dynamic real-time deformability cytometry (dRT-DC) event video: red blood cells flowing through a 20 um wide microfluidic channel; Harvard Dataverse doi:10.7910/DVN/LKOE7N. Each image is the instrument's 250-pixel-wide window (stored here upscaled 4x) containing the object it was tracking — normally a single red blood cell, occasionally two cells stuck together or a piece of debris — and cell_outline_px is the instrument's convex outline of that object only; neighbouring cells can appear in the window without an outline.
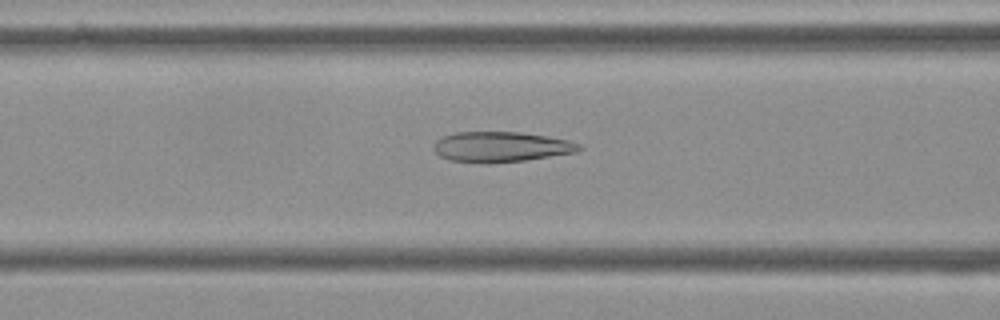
{"species": "Egyptian fruit bat (a non-hibernating species)", "species_latin": "Rousettus aegyptiacus", "temperature_condition": "cold", "stored_images_in_passage": 37, "camera_frame_rate_fps": 3000, "um_per_image_px": 0.085, "frame": {"image": 1, "passage_image": 7, "time_ms": 2.0, "image_size_px": [1000, 320], "cell_outline_px": [[584, 148], [576, 152], [524, 160], [452, 160], [440, 156], [432, 148], [432, 144], [436, 140], [444, 136], [456, 132], [520, 132], [568, 140], [580, 144]], "centroid_in_image_um": [42.6, 12.43], "position_along_channel_um": 124.0, "area_um2": 24.57}}
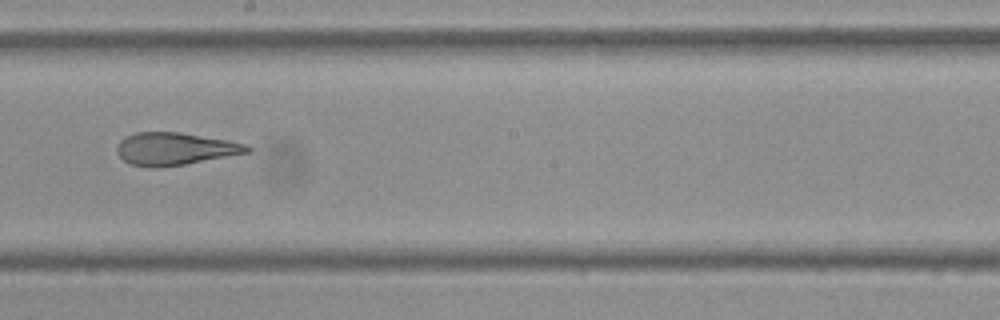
{"frame": {"image": 2, "passage_image": 16, "time_ms": 5.0, "image_size_px": [1000, 320], "cell_outline_px": [[252, 152], [184, 164], [156, 168], [148, 168], [128, 164], [116, 152], [116, 148], [120, 140], [136, 132], [180, 132], [228, 140], [244, 144], [252, 148]], "centroid_in_image_um": [14.85, 12.66], "position_along_channel_um": 233.3, "area_um2": 24.74}}
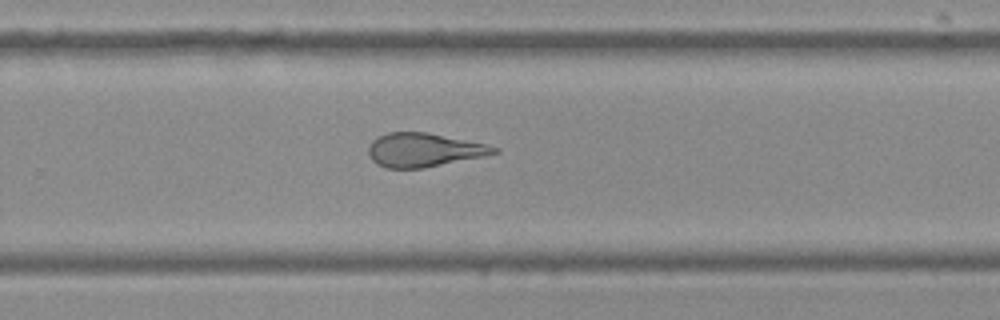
{"frame": {"image": 3, "passage_image": 21, "time_ms": 6.667, "image_size_px": [1000, 320], "cell_outline_px": [[500, 152], [484, 156], [424, 168], [384, 168], [376, 164], [372, 160], [368, 152], [368, 144], [376, 136], [388, 132], [428, 132], [484, 144], [500, 148]], "centroid_in_image_um": [35.98, 12.74], "position_along_channel_um": 293.8, "area_um2": 24.8}, "authors_computed_cell_mechanics": {"area_um2": 24.6806, "velocity_mm_per_s": 3.6419, "shape_relaxation_time_tau1_ms": null, "shape_relaxation_time_tau2_ms": 1.6472, "deformation_change_tau1": null, "deformation_change_tau2": 0.1131}}